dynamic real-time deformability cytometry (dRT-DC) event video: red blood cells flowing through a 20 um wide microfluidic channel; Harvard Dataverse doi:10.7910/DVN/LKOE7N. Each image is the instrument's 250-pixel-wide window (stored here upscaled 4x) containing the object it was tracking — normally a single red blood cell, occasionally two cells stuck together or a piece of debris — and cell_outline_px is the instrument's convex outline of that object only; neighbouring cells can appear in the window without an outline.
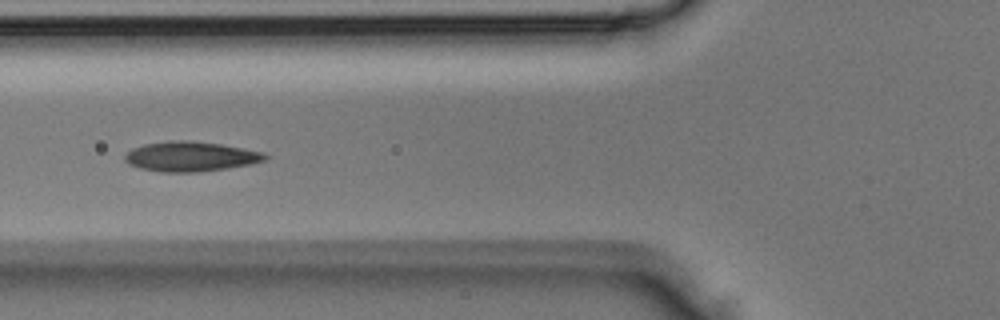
{"species": "Egyptian fruit bat (a non-hibernating species)", "species_latin": "Rousettus aegyptiacus", "temperature_condition": "room temperature", "stored_images_in_passage": 3, "camera_frame_rate_fps": 3000, "um_per_image_px": 0.085, "animal": {"sex": "male"}, "frame": {"image": 1, "passage_image": 3, "time_ms": 0.667, "image_size_px": [1000, 320], "cell_outline_px": [[268, 156], [264, 160], [252, 164], [196, 172], [160, 172], [140, 168], [128, 164], [124, 160], [124, 156], [132, 148], [144, 144], [172, 140], [188, 140], [220, 144], [244, 148], [264, 152]], "centroid_in_image_um": [16.18, 13.3], "position_along_channel_um": 109.6, "area_um2": 24.33}}